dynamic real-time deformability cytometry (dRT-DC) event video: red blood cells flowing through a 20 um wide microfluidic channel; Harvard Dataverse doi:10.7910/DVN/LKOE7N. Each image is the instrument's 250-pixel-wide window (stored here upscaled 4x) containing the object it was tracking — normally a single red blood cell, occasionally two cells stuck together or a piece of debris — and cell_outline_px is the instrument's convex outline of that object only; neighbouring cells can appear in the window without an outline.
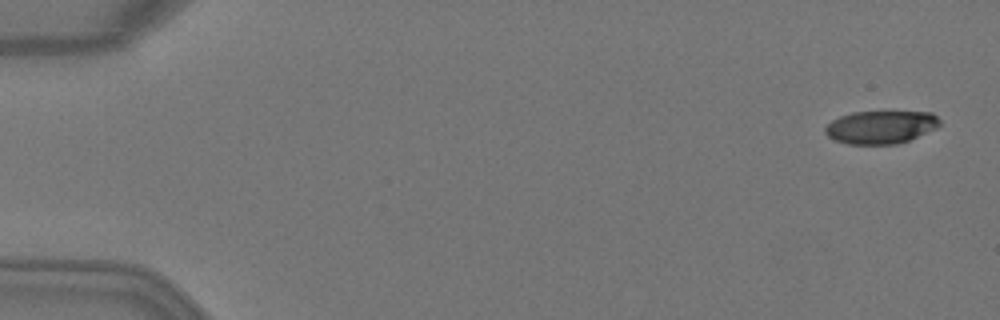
{"species": "Egyptian fruit bat (a non-hibernating species)", "species_latin": "Rousettus aegyptiacus", "temperature_condition": "warm", "stored_images_in_passage": 5, "camera_frame_rate_fps": 3000, "um_per_image_px": 0.085, "animal": {"sex": "female"}, "frame": {"image": 1, "passage_image": 1, "time_ms": 0.0, "image_size_px": [1000, 320], "cell_outline_px": [[940, 124], [936, 128], [908, 140], [896, 144], [848, 144], [836, 140], [828, 136], [824, 132], [824, 128], [832, 120], [840, 116], [852, 112], [932, 112], [940, 120]], "centroid_in_image_um": [74.85, 10.8], "position_along_channel_um": 10.2, "area_um2": 21.85}}
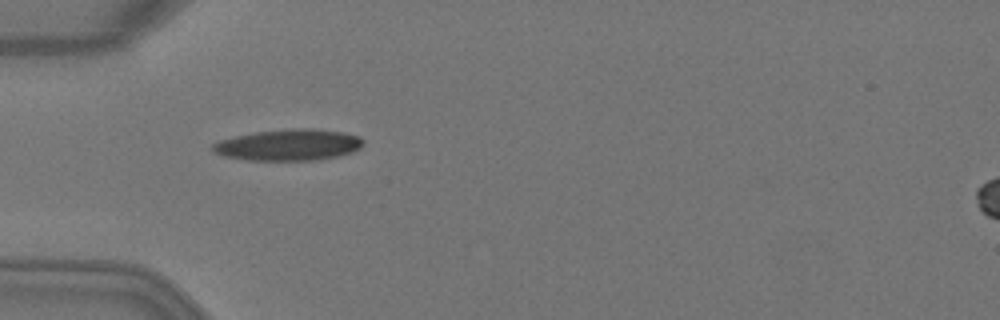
{"frame": {"image": 2, "passage_image": 5, "time_ms": 1.333, "image_size_px": [1000, 320], "cell_outline_px": [[364, 144], [360, 148], [352, 152], [340, 156], [320, 160], [248, 160], [220, 156], [212, 152], [212, 144], [220, 140], [236, 136], [256, 132], [292, 128], [312, 128], [344, 132], [360, 136], [364, 140]], "centroid_in_image_um": [24.56, 12.32], "position_along_channel_um": 60.4, "area_um2": 27.8}}